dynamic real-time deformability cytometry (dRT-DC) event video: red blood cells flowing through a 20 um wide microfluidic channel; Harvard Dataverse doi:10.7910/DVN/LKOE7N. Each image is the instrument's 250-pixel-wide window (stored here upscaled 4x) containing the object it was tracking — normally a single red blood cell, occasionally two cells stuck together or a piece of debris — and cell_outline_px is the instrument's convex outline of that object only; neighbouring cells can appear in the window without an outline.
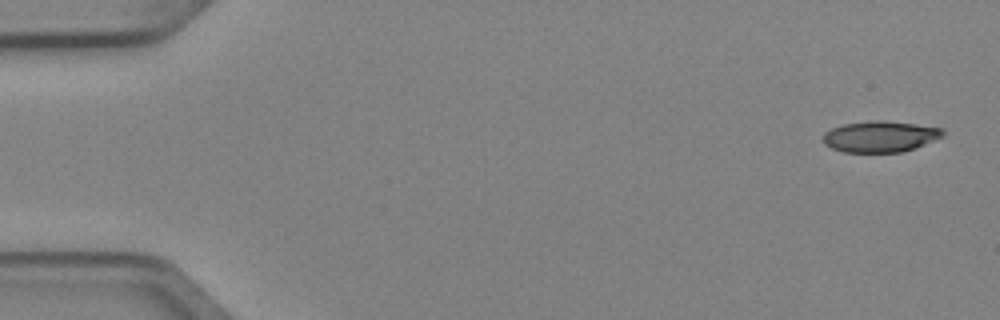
{"species": "Egyptian fruit bat (a non-hibernating species)", "species_latin": "Rousettus aegyptiacus", "temperature_condition": "cold", "stored_images_in_passage": 5, "camera_frame_rate_fps": 3000, "um_per_image_px": 0.085, "animal": {"sex": "female"}, "frame": {"image": 1, "passage_image": 1, "time_ms": 0.0, "image_size_px": [1000, 320], "cell_outline_px": [[944, 136], [904, 152], [844, 152], [832, 148], [824, 144], [824, 132], [832, 128], [844, 124], [880, 120], [916, 124], [944, 128]], "centroid_in_image_um": [74.84, 11.61], "position_along_channel_um": 10.2, "area_um2": 21.56}}
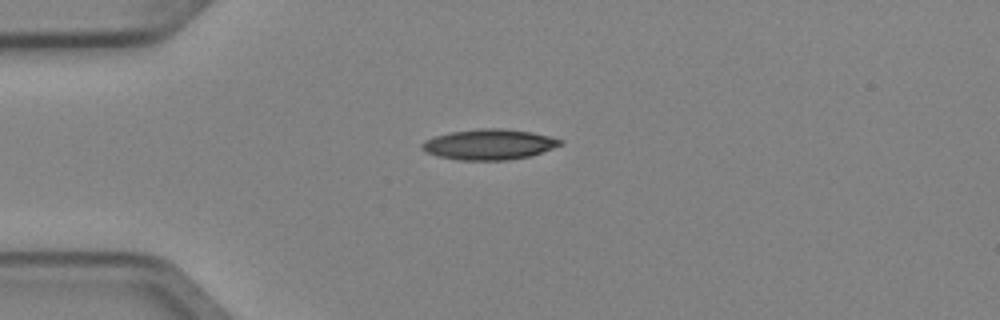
{"frame": {"image": 2, "passage_image": 4, "time_ms": 1.0, "image_size_px": [1000, 320], "cell_outline_px": [[564, 144], [532, 156], [508, 160], [460, 160], [436, 156], [424, 152], [420, 148], [420, 144], [424, 140], [436, 136], [452, 132], [480, 128], [500, 128], [532, 132], [564, 140]], "centroid_in_image_um": [41.57, 12.28], "position_along_channel_um": 43.4, "area_um2": 24.8}}